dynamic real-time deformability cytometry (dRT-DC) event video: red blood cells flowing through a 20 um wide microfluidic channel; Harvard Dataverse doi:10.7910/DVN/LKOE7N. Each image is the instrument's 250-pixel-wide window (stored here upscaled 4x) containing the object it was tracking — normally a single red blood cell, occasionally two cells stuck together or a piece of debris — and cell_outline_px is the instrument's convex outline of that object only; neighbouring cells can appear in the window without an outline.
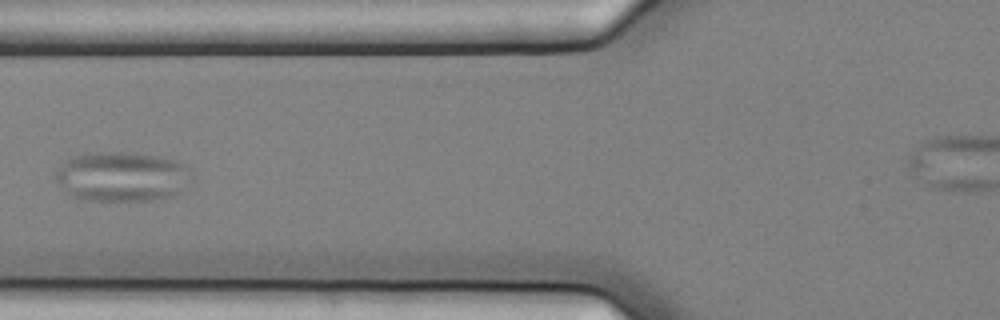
{"species": "common noctule bat (a hibernating species)", "species_latin": "Nyctalus noctula", "temperature_condition": "cold", "stored_images_in_passage": 10, "camera_frame_rate_fps": 3000, "um_per_image_px": 0.085, "animal": {"sex": "female", "body_mass_g": 25.1}, "frame": {"image": 1, "passage_image": 7, "time_ms": 2.0, "image_size_px": [1000, 320], "cell_outline_px": [[196, 176], [192, 180], [172, 196], [148, 200], [88, 200], [68, 196], [64, 192], [56, 180], [56, 172], [68, 160], [76, 156], [104, 152], [124, 152], [156, 156], [176, 160], [184, 164]], "centroid_in_image_um": [10.4, 15.02], "position_along_channel_um": 115.4, "area_um2": 39.13}}
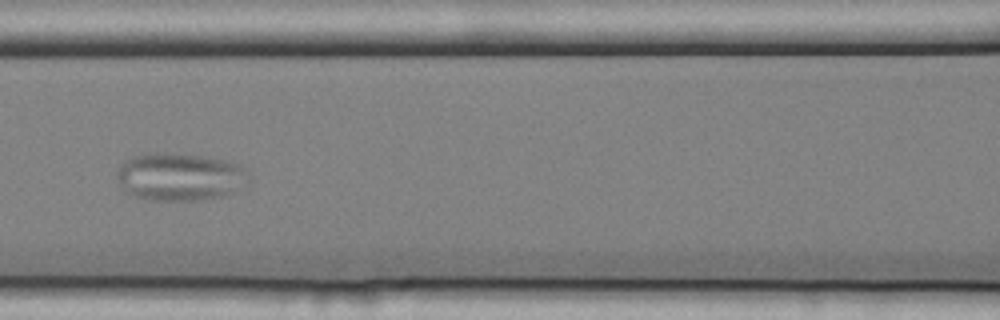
{"frame": {"image": 2, "passage_image": 8, "time_ms": 2.333, "image_size_px": [1000, 320], "cell_outline_px": [[248, 184], [240, 192], [228, 196], [200, 200], [148, 200], [136, 196], [120, 184], [116, 176], [116, 172], [120, 164], [132, 156], [148, 152], [156, 152], [200, 156], [224, 160], [240, 164], [248, 172]], "centroid_in_image_um": [15.36, 15.04], "position_along_channel_um": 151.2, "area_um2": 37.11}}
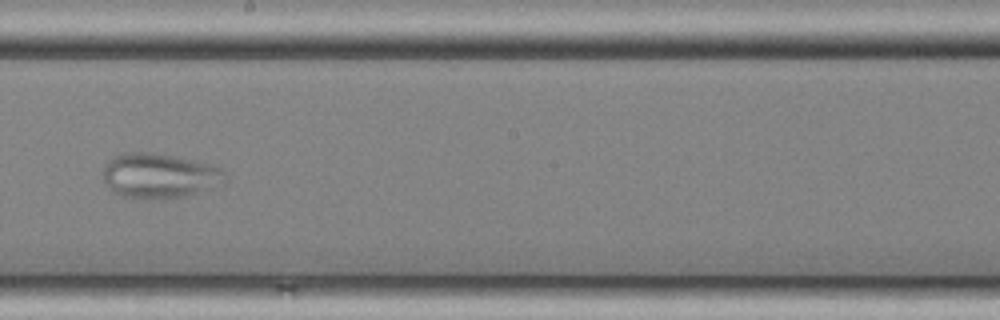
{"frame": {"image": 3, "passage_image": 10, "time_ms": 3.0, "image_size_px": [1000, 320], "cell_outline_px": [[228, 180], [224, 184], [168, 200], [164, 200], [120, 196], [104, 180], [104, 164], [112, 156], [124, 152], [148, 152], [172, 156], [192, 160], [208, 164], [220, 168], [228, 176]], "centroid_in_image_um": [13.56, 14.94], "position_along_channel_um": 234.6, "area_um2": 31.85}}